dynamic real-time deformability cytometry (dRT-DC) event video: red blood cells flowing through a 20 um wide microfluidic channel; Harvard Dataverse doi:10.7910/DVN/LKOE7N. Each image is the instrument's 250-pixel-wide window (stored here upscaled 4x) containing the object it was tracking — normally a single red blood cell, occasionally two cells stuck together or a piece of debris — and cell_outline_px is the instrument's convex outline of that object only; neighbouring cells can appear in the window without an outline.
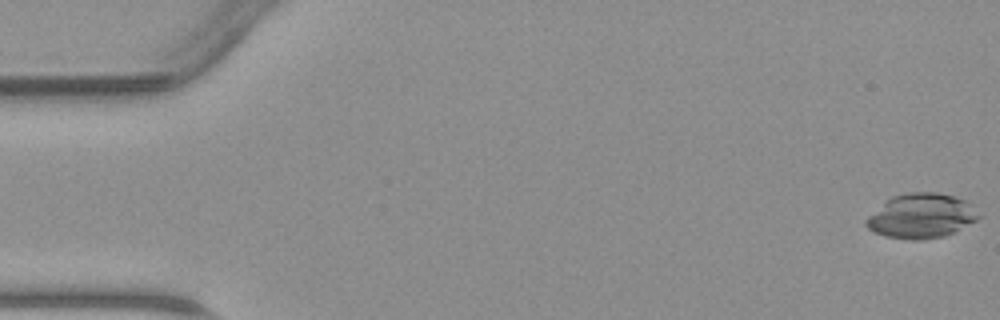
{"species": "common noctule bat (a hibernating species)", "species_latin": "Nyctalus noctula", "temperature_condition": "warm", "stored_images_in_passage": 43, "camera_frame_rate_fps": 3000, "um_per_image_px": 0.085, "animal": {"sex": "male", "body_mass_g": 23.1, "forearm_length_mm": 52.7}, "frame": {"image": 1, "passage_image": 1, "time_ms": 0.0, "image_size_px": [1000, 320], "cell_outline_px": [[980, 216], [976, 220], [944, 236], [920, 240], [912, 240], [888, 236], [876, 232], [868, 228], [864, 224], [864, 220], [884, 200], [892, 196], [908, 192], [936, 192], [956, 196], [968, 200]], "centroid_in_image_um": [78.29, 18.32], "position_along_channel_um": 6.7, "area_um2": 29.25}}
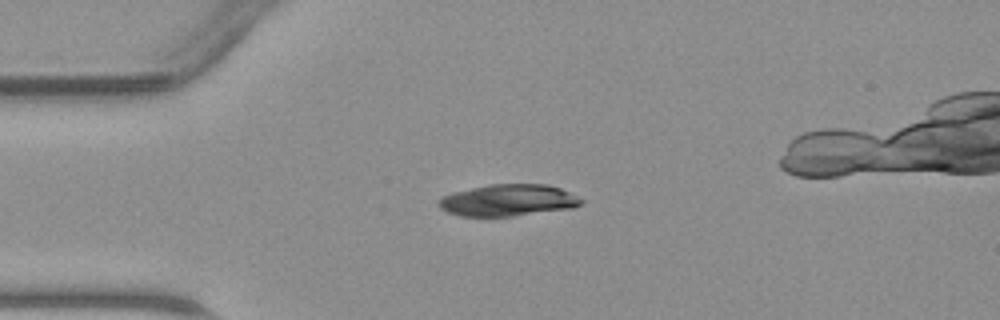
{"frame": {"image": 2, "passage_image": 12, "time_ms": 3.667, "image_size_px": [1000, 320], "cell_outline_px": [[584, 204], [572, 208], [512, 216], [460, 216], [448, 212], [440, 208], [436, 204], [436, 200], [440, 196], [452, 192], [488, 184], [548, 184], [560, 188], [584, 200]], "centroid_in_image_um": [43.14, 17.02], "position_along_channel_um": 41.9, "area_um2": 26.59}}
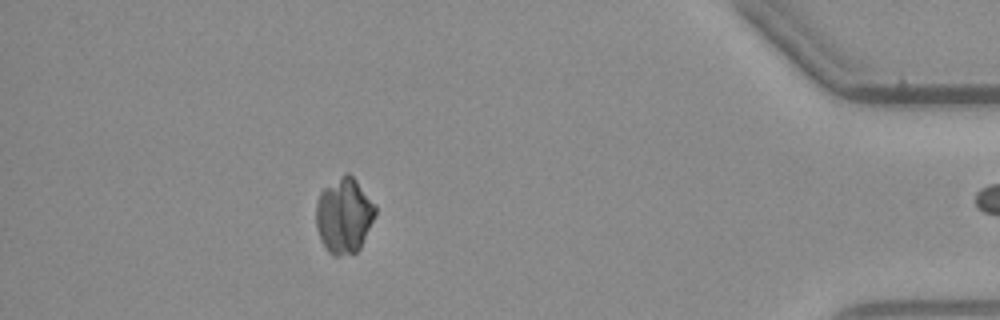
{"frame": {"image": 3, "passage_image": 42, "time_ms": 13.667, "image_size_px": [1000, 320], "cell_outline_px": [[376, 212], [360, 248], [356, 252], [340, 256], [332, 256], [324, 248], [320, 240], [316, 228], [316, 204], [320, 192], [324, 188], [344, 172], [348, 172], [356, 180], [376, 204]], "centroid_in_image_um": [29.22, 18.32], "position_along_channel_um": 406.0, "area_um2": 26.24}}